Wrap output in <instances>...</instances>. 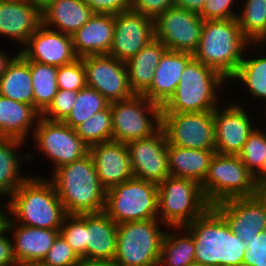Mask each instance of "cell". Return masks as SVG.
<instances>
[{"label": "cell", "instance_id": "cell-35", "mask_svg": "<svg viewBox=\"0 0 266 266\" xmlns=\"http://www.w3.org/2000/svg\"><path fill=\"white\" fill-rule=\"evenodd\" d=\"M109 106L110 102L100 92L86 86L77 92L71 112L63 122L69 127L75 128L93 114Z\"/></svg>", "mask_w": 266, "mask_h": 266}, {"label": "cell", "instance_id": "cell-5", "mask_svg": "<svg viewBox=\"0 0 266 266\" xmlns=\"http://www.w3.org/2000/svg\"><path fill=\"white\" fill-rule=\"evenodd\" d=\"M225 80L219 72L193 57L185 66L175 93L161 107V113L213 111L218 106L216 90Z\"/></svg>", "mask_w": 266, "mask_h": 266}, {"label": "cell", "instance_id": "cell-31", "mask_svg": "<svg viewBox=\"0 0 266 266\" xmlns=\"http://www.w3.org/2000/svg\"><path fill=\"white\" fill-rule=\"evenodd\" d=\"M22 143L25 142L13 138H0V195L10 197L28 178L19 173V162L22 157L16 149Z\"/></svg>", "mask_w": 266, "mask_h": 266}, {"label": "cell", "instance_id": "cell-44", "mask_svg": "<svg viewBox=\"0 0 266 266\" xmlns=\"http://www.w3.org/2000/svg\"><path fill=\"white\" fill-rule=\"evenodd\" d=\"M243 263L251 266H266V230L259 232L245 250Z\"/></svg>", "mask_w": 266, "mask_h": 266}, {"label": "cell", "instance_id": "cell-54", "mask_svg": "<svg viewBox=\"0 0 266 266\" xmlns=\"http://www.w3.org/2000/svg\"><path fill=\"white\" fill-rule=\"evenodd\" d=\"M26 266H51V265H48L42 261H39V262H33V263H29L28 265Z\"/></svg>", "mask_w": 266, "mask_h": 266}, {"label": "cell", "instance_id": "cell-55", "mask_svg": "<svg viewBox=\"0 0 266 266\" xmlns=\"http://www.w3.org/2000/svg\"><path fill=\"white\" fill-rule=\"evenodd\" d=\"M235 266H251V265H249V264H245V263H240V264H237V265H235Z\"/></svg>", "mask_w": 266, "mask_h": 266}, {"label": "cell", "instance_id": "cell-49", "mask_svg": "<svg viewBox=\"0 0 266 266\" xmlns=\"http://www.w3.org/2000/svg\"><path fill=\"white\" fill-rule=\"evenodd\" d=\"M254 181L260 191L266 192V158L259 170L254 174Z\"/></svg>", "mask_w": 266, "mask_h": 266}, {"label": "cell", "instance_id": "cell-24", "mask_svg": "<svg viewBox=\"0 0 266 266\" xmlns=\"http://www.w3.org/2000/svg\"><path fill=\"white\" fill-rule=\"evenodd\" d=\"M114 15L94 13L72 35L73 48L78 58L109 54L113 43Z\"/></svg>", "mask_w": 266, "mask_h": 266}, {"label": "cell", "instance_id": "cell-38", "mask_svg": "<svg viewBox=\"0 0 266 266\" xmlns=\"http://www.w3.org/2000/svg\"><path fill=\"white\" fill-rule=\"evenodd\" d=\"M60 234L80 258H86V214L66 215Z\"/></svg>", "mask_w": 266, "mask_h": 266}, {"label": "cell", "instance_id": "cell-30", "mask_svg": "<svg viewBox=\"0 0 266 266\" xmlns=\"http://www.w3.org/2000/svg\"><path fill=\"white\" fill-rule=\"evenodd\" d=\"M0 95L34 107L30 61L20 53L15 55L0 78Z\"/></svg>", "mask_w": 266, "mask_h": 266}, {"label": "cell", "instance_id": "cell-39", "mask_svg": "<svg viewBox=\"0 0 266 266\" xmlns=\"http://www.w3.org/2000/svg\"><path fill=\"white\" fill-rule=\"evenodd\" d=\"M244 165L255 174L266 158V134L254 129L238 155Z\"/></svg>", "mask_w": 266, "mask_h": 266}, {"label": "cell", "instance_id": "cell-50", "mask_svg": "<svg viewBox=\"0 0 266 266\" xmlns=\"http://www.w3.org/2000/svg\"><path fill=\"white\" fill-rule=\"evenodd\" d=\"M76 266H117L113 261L81 258Z\"/></svg>", "mask_w": 266, "mask_h": 266}, {"label": "cell", "instance_id": "cell-51", "mask_svg": "<svg viewBox=\"0 0 266 266\" xmlns=\"http://www.w3.org/2000/svg\"><path fill=\"white\" fill-rule=\"evenodd\" d=\"M13 58L14 57L10 58L8 55H6V53L2 51L0 52V78L4 74L7 65L11 62Z\"/></svg>", "mask_w": 266, "mask_h": 266}, {"label": "cell", "instance_id": "cell-29", "mask_svg": "<svg viewBox=\"0 0 266 266\" xmlns=\"http://www.w3.org/2000/svg\"><path fill=\"white\" fill-rule=\"evenodd\" d=\"M166 50L165 45L154 38L126 62L129 85L134 94L142 95L150 87L155 69Z\"/></svg>", "mask_w": 266, "mask_h": 266}, {"label": "cell", "instance_id": "cell-46", "mask_svg": "<svg viewBox=\"0 0 266 266\" xmlns=\"http://www.w3.org/2000/svg\"><path fill=\"white\" fill-rule=\"evenodd\" d=\"M93 13L117 15L131 9V0H83Z\"/></svg>", "mask_w": 266, "mask_h": 266}, {"label": "cell", "instance_id": "cell-40", "mask_svg": "<svg viewBox=\"0 0 266 266\" xmlns=\"http://www.w3.org/2000/svg\"><path fill=\"white\" fill-rule=\"evenodd\" d=\"M57 84L60 90L79 91L85 88L86 77L82 58L76 59L74 62L58 67Z\"/></svg>", "mask_w": 266, "mask_h": 266}, {"label": "cell", "instance_id": "cell-56", "mask_svg": "<svg viewBox=\"0 0 266 266\" xmlns=\"http://www.w3.org/2000/svg\"><path fill=\"white\" fill-rule=\"evenodd\" d=\"M259 42L266 43V35Z\"/></svg>", "mask_w": 266, "mask_h": 266}, {"label": "cell", "instance_id": "cell-25", "mask_svg": "<svg viewBox=\"0 0 266 266\" xmlns=\"http://www.w3.org/2000/svg\"><path fill=\"white\" fill-rule=\"evenodd\" d=\"M117 228L105 212L86 214V259L113 261Z\"/></svg>", "mask_w": 266, "mask_h": 266}, {"label": "cell", "instance_id": "cell-12", "mask_svg": "<svg viewBox=\"0 0 266 266\" xmlns=\"http://www.w3.org/2000/svg\"><path fill=\"white\" fill-rule=\"evenodd\" d=\"M203 23L198 13L174 5L154 20L155 39L161 41L167 50L194 54Z\"/></svg>", "mask_w": 266, "mask_h": 266}, {"label": "cell", "instance_id": "cell-16", "mask_svg": "<svg viewBox=\"0 0 266 266\" xmlns=\"http://www.w3.org/2000/svg\"><path fill=\"white\" fill-rule=\"evenodd\" d=\"M167 138L160 128L147 138L127 144L133 176L159 185L169 174Z\"/></svg>", "mask_w": 266, "mask_h": 266}, {"label": "cell", "instance_id": "cell-26", "mask_svg": "<svg viewBox=\"0 0 266 266\" xmlns=\"http://www.w3.org/2000/svg\"><path fill=\"white\" fill-rule=\"evenodd\" d=\"M83 0H51L41 8L42 24L57 27L61 33L72 36L93 15ZM55 24V25H54Z\"/></svg>", "mask_w": 266, "mask_h": 266}, {"label": "cell", "instance_id": "cell-21", "mask_svg": "<svg viewBox=\"0 0 266 266\" xmlns=\"http://www.w3.org/2000/svg\"><path fill=\"white\" fill-rule=\"evenodd\" d=\"M41 24V8L30 0H0V34L24 46Z\"/></svg>", "mask_w": 266, "mask_h": 266}, {"label": "cell", "instance_id": "cell-3", "mask_svg": "<svg viewBox=\"0 0 266 266\" xmlns=\"http://www.w3.org/2000/svg\"><path fill=\"white\" fill-rule=\"evenodd\" d=\"M10 197L7 205L15 216L12 222L60 231L67 214L50 179L28 176Z\"/></svg>", "mask_w": 266, "mask_h": 266}, {"label": "cell", "instance_id": "cell-27", "mask_svg": "<svg viewBox=\"0 0 266 266\" xmlns=\"http://www.w3.org/2000/svg\"><path fill=\"white\" fill-rule=\"evenodd\" d=\"M214 154L215 149H188L168 144L169 174L174 177L192 179L201 184Z\"/></svg>", "mask_w": 266, "mask_h": 266}, {"label": "cell", "instance_id": "cell-6", "mask_svg": "<svg viewBox=\"0 0 266 266\" xmlns=\"http://www.w3.org/2000/svg\"><path fill=\"white\" fill-rule=\"evenodd\" d=\"M210 206L238 197H250L261 191L255 184L254 174L238 155L215 153L204 181L200 184Z\"/></svg>", "mask_w": 266, "mask_h": 266}, {"label": "cell", "instance_id": "cell-10", "mask_svg": "<svg viewBox=\"0 0 266 266\" xmlns=\"http://www.w3.org/2000/svg\"><path fill=\"white\" fill-rule=\"evenodd\" d=\"M110 109L114 141L128 144L150 137L161 128V106L144 95L135 94L129 99L110 102ZM145 111L154 119L149 118Z\"/></svg>", "mask_w": 266, "mask_h": 266}, {"label": "cell", "instance_id": "cell-18", "mask_svg": "<svg viewBox=\"0 0 266 266\" xmlns=\"http://www.w3.org/2000/svg\"><path fill=\"white\" fill-rule=\"evenodd\" d=\"M26 60L61 67L78 59L72 36L41 24L19 52Z\"/></svg>", "mask_w": 266, "mask_h": 266}, {"label": "cell", "instance_id": "cell-57", "mask_svg": "<svg viewBox=\"0 0 266 266\" xmlns=\"http://www.w3.org/2000/svg\"><path fill=\"white\" fill-rule=\"evenodd\" d=\"M189 266H206V265H201V264H196V263H194V264L189 265Z\"/></svg>", "mask_w": 266, "mask_h": 266}, {"label": "cell", "instance_id": "cell-37", "mask_svg": "<svg viewBox=\"0 0 266 266\" xmlns=\"http://www.w3.org/2000/svg\"><path fill=\"white\" fill-rule=\"evenodd\" d=\"M244 58L230 79L243 82L255 98L266 99V57Z\"/></svg>", "mask_w": 266, "mask_h": 266}, {"label": "cell", "instance_id": "cell-28", "mask_svg": "<svg viewBox=\"0 0 266 266\" xmlns=\"http://www.w3.org/2000/svg\"><path fill=\"white\" fill-rule=\"evenodd\" d=\"M40 116L32 105L0 95V138L25 142L31 126L37 123Z\"/></svg>", "mask_w": 266, "mask_h": 266}, {"label": "cell", "instance_id": "cell-36", "mask_svg": "<svg viewBox=\"0 0 266 266\" xmlns=\"http://www.w3.org/2000/svg\"><path fill=\"white\" fill-rule=\"evenodd\" d=\"M77 135L88 145L112 140V112L110 106L76 126Z\"/></svg>", "mask_w": 266, "mask_h": 266}, {"label": "cell", "instance_id": "cell-7", "mask_svg": "<svg viewBox=\"0 0 266 266\" xmlns=\"http://www.w3.org/2000/svg\"><path fill=\"white\" fill-rule=\"evenodd\" d=\"M209 207L195 180L168 176L158 185V217L169 228L186 226Z\"/></svg>", "mask_w": 266, "mask_h": 266}, {"label": "cell", "instance_id": "cell-2", "mask_svg": "<svg viewBox=\"0 0 266 266\" xmlns=\"http://www.w3.org/2000/svg\"><path fill=\"white\" fill-rule=\"evenodd\" d=\"M181 228L193 236L196 264L235 266L243 262L246 244L212 206Z\"/></svg>", "mask_w": 266, "mask_h": 266}, {"label": "cell", "instance_id": "cell-15", "mask_svg": "<svg viewBox=\"0 0 266 266\" xmlns=\"http://www.w3.org/2000/svg\"><path fill=\"white\" fill-rule=\"evenodd\" d=\"M229 225L230 230L246 244L266 230V192L250 197L231 198L212 206Z\"/></svg>", "mask_w": 266, "mask_h": 266}, {"label": "cell", "instance_id": "cell-52", "mask_svg": "<svg viewBox=\"0 0 266 266\" xmlns=\"http://www.w3.org/2000/svg\"><path fill=\"white\" fill-rule=\"evenodd\" d=\"M2 208L3 207L0 206V234L7 230L8 221L10 219V217L5 214Z\"/></svg>", "mask_w": 266, "mask_h": 266}, {"label": "cell", "instance_id": "cell-23", "mask_svg": "<svg viewBox=\"0 0 266 266\" xmlns=\"http://www.w3.org/2000/svg\"><path fill=\"white\" fill-rule=\"evenodd\" d=\"M193 54L166 50L162 55L150 87L142 94L161 107L175 93L180 77Z\"/></svg>", "mask_w": 266, "mask_h": 266}, {"label": "cell", "instance_id": "cell-32", "mask_svg": "<svg viewBox=\"0 0 266 266\" xmlns=\"http://www.w3.org/2000/svg\"><path fill=\"white\" fill-rule=\"evenodd\" d=\"M58 67L30 61L34 108L42 114L52 103L58 90Z\"/></svg>", "mask_w": 266, "mask_h": 266}, {"label": "cell", "instance_id": "cell-41", "mask_svg": "<svg viewBox=\"0 0 266 266\" xmlns=\"http://www.w3.org/2000/svg\"><path fill=\"white\" fill-rule=\"evenodd\" d=\"M77 91L58 89L52 103L41 114V117L51 121H64L76 101Z\"/></svg>", "mask_w": 266, "mask_h": 266}, {"label": "cell", "instance_id": "cell-20", "mask_svg": "<svg viewBox=\"0 0 266 266\" xmlns=\"http://www.w3.org/2000/svg\"><path fill=\"white\" fill-rule=\"evenodd\" d=\"M89 154L106 190L134 177L127 144L114 140L96 143L89 146Z\"/></svg>", "mask_w": 266, "mask_h": 266}, {"label": "cell", "instance_id": "cell-47", "mask_svg": "<svg viewBox=\"0 0 266 266\" xmlns=\"http://www.w3.org/2000/svg\"><path fill=\"white\" fill-rule=\"evenodd\" d=\"M5 233H8V230L0 234V266H18L13 253V243Z\"/></svg>", "mask_w": 266, "mask_h": 266}, {"label": "cell", "instance_id": "cell-17", "mask_svg": "<svg viewBox=\"0 0 266 266\" xmlns=\"http://www.w3.org/2000/svg\"><path fill=\"white\" fill-rule=\"evenodd\" d=\"M155 38L154 20L129 9L114 15L113 43L108 55L127 62Z\"/></svg>", "mask_w": 266, "mask_h": 266}, {"label": "cell", "instance_id": "cell-8", "mask_svg": "<svg viewBox=\"0 0 266 266\" xmlns=\"http://www.w3.org/2000/svg\"><path fill=\"white\" fill-rule=\"evenodd\" d=\"M159 219L129 221L118 224L117 266H154L159 264L162 241L166 232L159 229Z\"/></svg>", "mask_w": 266, "mask_h": 266}, {"label": "cell", "instance_id": "cell-9", "mask_svg": "<svg viewBox=\"0 0 266 266\" xmlns=\"http://www.w3.org/2000/svg\"><path fill=\"white\" fill-rule=\"evenodd\" d=\"M104 212L118 225L158 219V185L138 178L106 190Z\"/></svg>", "mask_w": 266, "mask_h": 266}, {"label": "cell", "instance_id": "cell-19", "mask_svg": "<svg viewBox=\"0 0 266 266\" xmlns=\"http://www.w3.org/2000/svg\"><path fill=\"white\" fill-rule=\"evenodd\" d=\"M227 106L221 112L218 106L213 110L215 153L239 155L255 127L240 105Z\"/></svg>", "mask_w": 266, "mask_h": 266}, {"label": "cell", "instance_id": "cell-48", "mask_svg": "<svg viewBox=\"0 0 266 266\" xmlns=\"http://www.w3.org/2000/svg\"><path fill=\"white\" fill-rule=\"evenodd\" d=\"M206 0H175L174 5L188 11L200 14Z\"/></svg>", "mask_w": 266, "mask_h": 266}, {"label": "cell", "instance_id": "cell-45", "mask_svg": "<svg viewBox=\"0 0 266 266\" xmlns=\"http://www.w3.org/2000/svg\"><path fill=\"white\" fill-rule=\"evenodd\" d=\"M175 0H131V9L155 20L161 13L174 6Z\"/></svg>", "mask_w": 266, "mask_h": 266}, {"label": "cell", "instance_id": "cell-22", "mask_svg": "<svg viewBox=\"0 0 266 266\" xmlns=\"http://www.w3.org/2000/svg\"><path fill=\"white\" fill-rule=\"evenodd\" d=\"M16 226V228H15ZM14 230L13 253L18 266L43 261L48 251L54 244L59 230L27 227L8 221L7 230Z\"/></svg>", "mask_w": 266, "mask_h": 266}, {"label": "cell", "instance_id": "cell-42", "mask_svg": "<svg viewBox=\"0 0 266 266\" xmlns=\"http://www.w3.org/2000/svg\"><path fill=\"white\" fill-rule=\"evenodd\" d=\"M80 257L59 234L42 262L51 266H76Z\"/></svg>", "mask_w": 266, "mask_h": 266}, {"label": "cell", "instance_id": "cell-33", "mask_svg": "<svg viewBox=\"0 0 266 266\" xmlns=\"http://www.w3.org/2000/svg\"><path fill=\"white\" fill-rule=\"evenodd\" d=\"M186 231L184 233L187 234L183 237L175 232L165 233L159 259L161 266H189L195 263L194 239Z\"/></svg>", "mask_w": 266, "mask_h": 266}, {"label": "cell", "instance_id": "cell-34", "mask_svg": "<svg viewBox=\"0 0 266 266\" xmlns=\"http://www.w3.org/2000/svg\"><path fill=\"white\" fill-rule=\"evenodd\" d=\"M243 7L237 16L242 34L250 43L260 45L266 35V0H246Z\"/></svg>", "mask_w": 266, "mask_h": 266}, {"label": "cell", "instance_id": "cell-11", "mask_svg": "<svg viewBox=\"0 0 266 266\" xmlns=\"http://www.w3.org/2000/svg\"><path fill=\"white\" fill-rule=\"evenodd\" d=\"M161 128L169 145L215 149L213 111L161 113Z\"/></svg>", "mask_w": 266, "mask_h": 266}, {"label": "cell", "instance_id": "cell-4", "mask_svg": "<svg viewBox=\"0 0 266 266\" xmlns=\"http://www.w3.org/2000/svg\"><path fill=\"white\" fill-rule=\"evenodd\" d=\"M249 44L237 18L207 20L203 23L200 42L193 57L229 81L243 60V50Z\"/></svg>", "mask_w": 266, "mask_h": 266}, {"label": "cell", "instance_id": "cell-53", "mask_svg": "<svg viewBox=\"0 0 266 266\" xmlns=\"http://www.w3.org/2000/svg\"><path fill=\"white\" fill-rule=\"evenodd\" d=\"M32 3L36 4L40 8H43L47 3H49L51 0H30Z\"/></svg>", "mask_w": 266, "mask_h": 266}, {"label": "cell", "instance_id": "cell-13", "mask_svg": "<svg viewBox=\"0 0 266 266\" xmlns=\"http://www.w3.org/2000/svg\"><path fill=\"white\" fill-rule=\"evenodd\" d=\"M34 140L41 152L52 159L54 171L68 163L79 160L89 153V146L77 135L74 128L62 121L39 117Z\"/></svg>", "mask_w": 266, "mask_h": 266}, {"label": "cell", "instance_id": "cell-14", "mask_svg": "<svg viewBox=\"0 0 266 266\" xmlns=\"http://www.w3.org/2000/svg\"><path fill=\"white\" fill-rule=\"evenodd\" d=\"M87 87L96 89L109 102L129 99L135 94L129 85L126 63L111 55L82 57Z\"/></svg>", "mask_w": 266, "mask_h": 266}, {"label": "cell", "instance_id": "cell-43", "mask_svg": "<svg viewBox=\"0 0 266 266\" xmlns=\"http://www.w3.org/2000/svg\"><path fill=\"white\" fill-rule=\"evenodd\" d=\"M234 0H206L204 8L199 14L204 21L207 20H226L237 18L231 5Z\"/></svg>", "mask_w": 266, "mask_h": 266}, {"label": "cell", "instance_id": "cell-1", "mask_svg": "<svg viewBox=\"0 0 266 266\" xmlns=\"http://www.w3.org/2000/svg\"><path fill=\"white\" fill-rule=\"evenodd\" d=\"M57 195L68 215L104 212L106 189L100 183L91 155L53 171Z\"/></svg>", "mask_w": 266, "mask_h": 266}]
</instances>
